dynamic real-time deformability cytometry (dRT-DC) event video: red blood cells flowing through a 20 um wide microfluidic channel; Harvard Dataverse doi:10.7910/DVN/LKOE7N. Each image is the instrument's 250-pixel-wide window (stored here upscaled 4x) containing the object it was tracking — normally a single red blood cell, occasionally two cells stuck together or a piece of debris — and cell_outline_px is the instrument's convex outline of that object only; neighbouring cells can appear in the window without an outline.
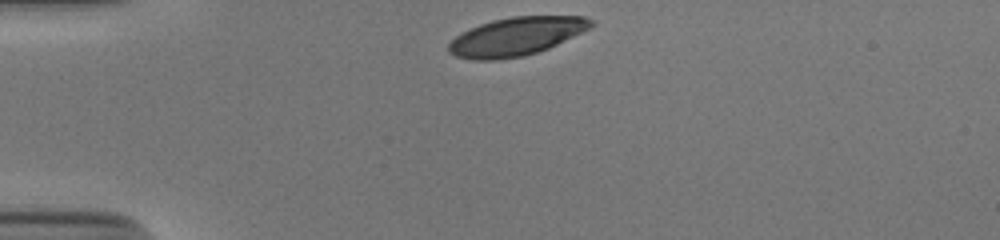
{"species": "human", "species_latin": "Homo sapiens", "temperature_condition": "cold", "stored_images_in_passage": 31, "camera_frame_rate_fps": 3000, "um_per_image_px": 0.085, "donor": {"sex": "male"}, "frame": {"image": 1, "passage_image": 1, "time_ms": 0.0, "image_size_px": [1000, 240], "cell_outline_px": [[592, 24], [588, 28], [548, 48], [524, 56], [496, 60], [472, 60], [456, 56], [448, 52], [448, 44], [456, 36], [480, 24], [492, 20], [512, 16], [584, 16], [592, 20]], "centroid_in_image_um": [43.83, 3.1], "position_along_channel_um": 41.2, "area_um2": 31.33}}
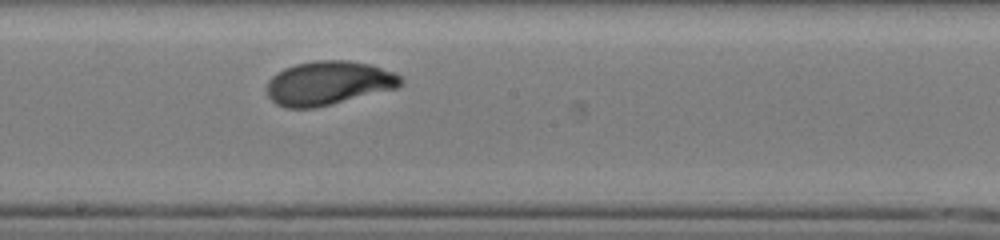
{"frame": {"image": 2, "passage_image": 18, "time_ms": 5.667, "image_size_px": [1000, 240], "cell_outline_px": [[404, 84], [400, 88], [316, 108], [288, 108], [276, 104], [268, 96], [264, 88], [268, 80], [276, 72], [284, 68], [296, 64], [316, 60], [348, 60], [368, 64], [396, 72], [404, 80]], "centroid_in_image_um": [27.94, 7.07], "position_along_channel_um": 220.3, "area_um2": 34.91}}
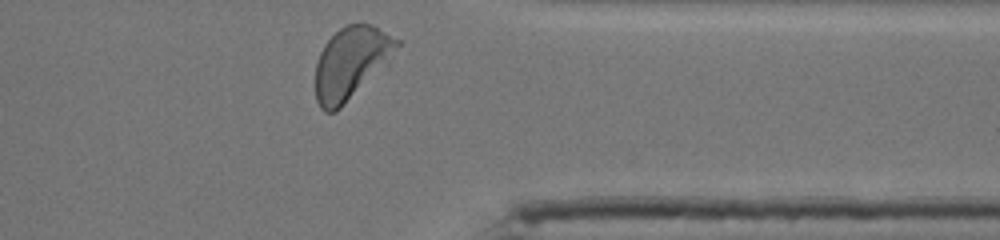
{"frame": {"image": 3, "passage_image": 31, "time_ms": 10.0, "image_size_px": [1000, 240], "cell_outline_px": [[404, 40], [388, 68], [336, 112], [324, 112], [320, 108], [316, 100], [316, 64], [320, 52], [324, 44], [344, 24], [372, 24]], "centroid_in_image_um": [29.95, 5.36], "position_along_channel_um": 381.5, "area_um2": 35.72}, "authors_computed_cell_mechanics": {"area_um2": 33.8708, "velocity_mm_per_s": 3.847, "shape_relaxation_time_tau1_ms": 2.6689, "shape_relaxation_time_tau2_ms": null, "deformation_change_tau1": 0.1476, "deformation_change_tau2": null}}